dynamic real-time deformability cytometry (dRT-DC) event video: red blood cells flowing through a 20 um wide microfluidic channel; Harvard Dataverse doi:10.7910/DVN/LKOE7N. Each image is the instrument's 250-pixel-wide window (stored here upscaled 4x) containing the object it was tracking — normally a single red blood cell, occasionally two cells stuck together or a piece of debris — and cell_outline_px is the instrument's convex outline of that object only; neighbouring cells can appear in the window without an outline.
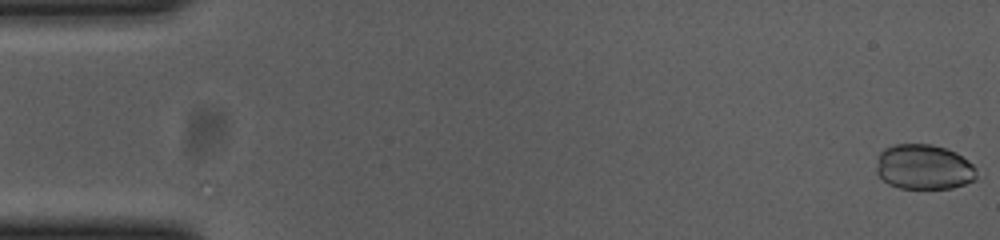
{"species": "common noctule bat (a hibernating species)", "species_latin": "Nyctalus noctula", "temperature_condition": "cold", "stored_images_in_passage": 55, "camera_frame_rate_fps": 3000, "um_per_image_px": 0.085, "animal": {"sex": "female", "body_mass_g": 23.0, "forearm_length_mm": 53.4}, "frame": {"image": 1, "passage_image": 1, "time_ms": 0.0, "image_size_px": [1000, 240], "cell_outline_px": [[976, 180], [952, 188], [900, 188], [888, 184], [876, 172], [876, 168], [880, 152], [884, 148], [896, 144], [932, 144], [956, 152], [968, 160], [976, 168]], "centroid_in_image_um": [78.53, 14.19], "position_along_channel_um": 6.5, "area_um2": 26.36}}
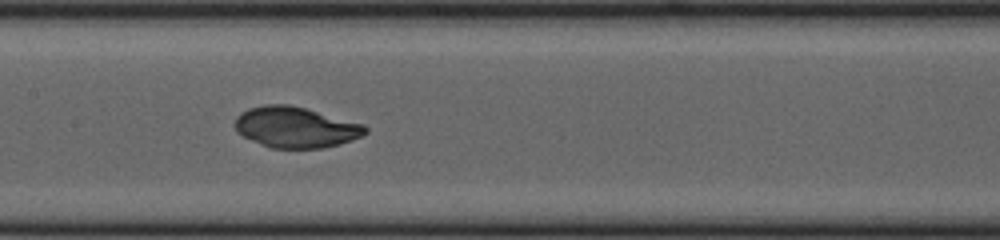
{"frame": {"image": 2, "passage_image": 27, "time_ms": 8.667, "image_size_px": [1000, 240], "cell_outline_px": [[368, 132], [352, 140], [340, 144], [324, 148], [272, 148], [244, 136], [236, 128], [236, 116], [240, 112], [248, 108], [264, 104], [288, 104], [304, 108], [364, 124], [368, 128]], "centroid_in_image_um": [25.15, 10.81], "position_along_channel_um": 182.2, "area_um2": 30.75}}
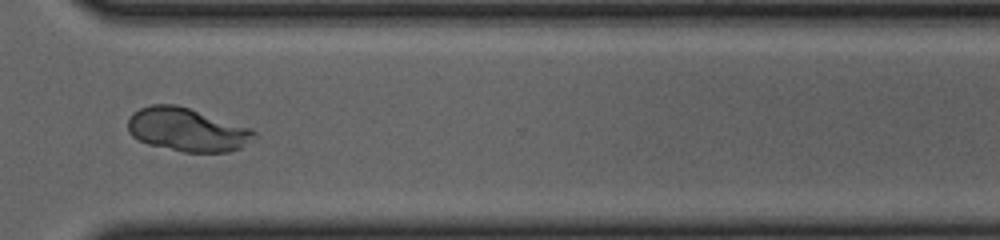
{"frame": {"image": 3, "passage_image": 41, "time_ms": 13.333, "image_size_px": [1000, 240], "cell_outline_px": [[260, 136], [240, 148], [228, 152], [184, 152], [148, 144], [132, 136], [128, 132], [128, 116], [132, 112], [140, 108], [152, 104], [176, 104], [252, 128]], "centroid_in_image_um": [15.92, 11.02], "position_along_channel_um": 354.7, "area_um2": 32.19}}